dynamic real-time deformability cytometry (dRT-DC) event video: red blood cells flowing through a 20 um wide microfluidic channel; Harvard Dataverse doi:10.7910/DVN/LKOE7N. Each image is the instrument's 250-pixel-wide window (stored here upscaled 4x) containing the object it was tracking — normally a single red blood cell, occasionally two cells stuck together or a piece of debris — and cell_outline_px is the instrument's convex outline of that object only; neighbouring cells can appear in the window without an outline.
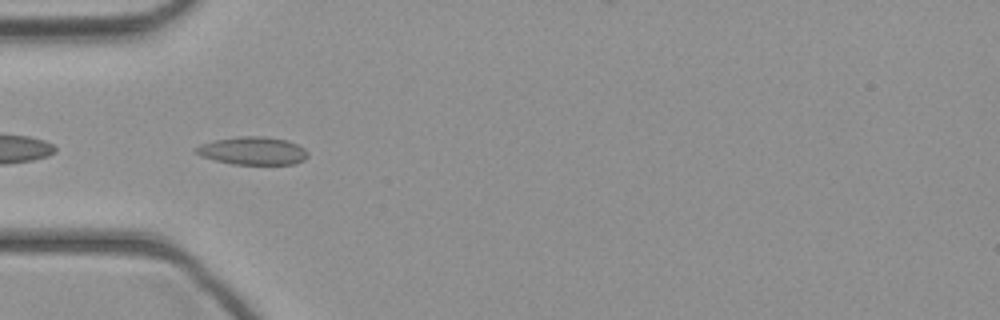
{"species": "common noctule bat (a hibernating species)", "species_latin": "Nyctalus noctula", "temperature_condition": "cold", "stored_images_in_passage": 40, "camera_frame_rate_fps": 3000, "um_per_image_px": 0.085, "animal": {"sex": "female", "body_mass_g": 21.9}, "frame": {"image": 1, "passage_image": 9, "time_ms": 2.667, "image_size_px": [1000, 320], "cell_outline_px": [[308, 156], [304, 160], [296, 164], [232, 164], [200, 156], [192, 152], [192, 148], [200, 144], [216, 140], [240, 136], [264, 136], [288, 140], [304, 148], [308, 152]], "centroid_in_image_um": [21.46, 12.82], "position_along_channel_um": 63.5, "area_um2": 18.38}}
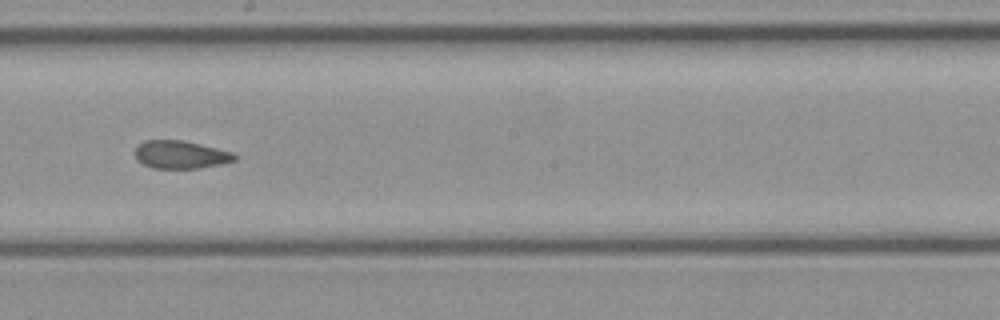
{"frame": {"image": 2, "passage_image": 20, "time_ms": 6.333, "image_size_px": [1000, 320], "cell_outline_px": [[236, 160], [220, 164], [200, 168], [152, 168], [136, 160], [136, 148], [144, 140], [184, 140], [232, 152], [236, 156]], "centroid_in_image_um": [15.34, 13.14], "position_along_channel_um": 232.9, "area_um2": 16.07}}
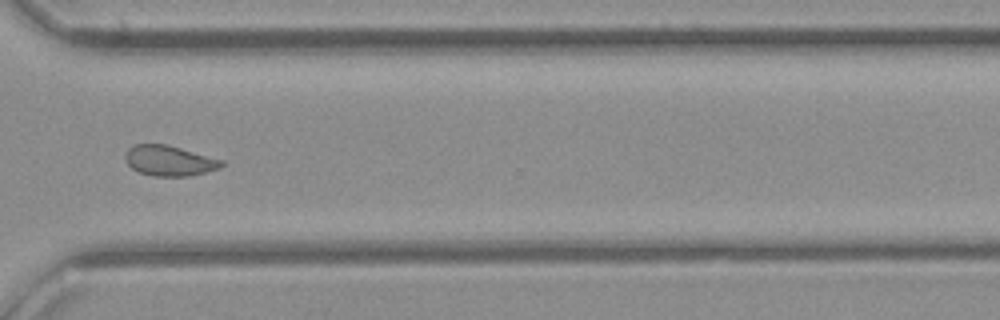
{"frame": {"image": 3, "passage_image": 28, "time_ms": 9.0, "image_size_px": [1000, 320], "cell_outline_px": [[224, 164], [220, 168], [188, 176], [152, 176], [140, 172], [132, 168], [128, 164], [124, 156], [128, 148], [136, 144], [168, 144], [224, 160]], "centroid_in_image_um": [14.4, 13.65], "position_along_channel_um": 356.2, "area_um2": 17.05}}